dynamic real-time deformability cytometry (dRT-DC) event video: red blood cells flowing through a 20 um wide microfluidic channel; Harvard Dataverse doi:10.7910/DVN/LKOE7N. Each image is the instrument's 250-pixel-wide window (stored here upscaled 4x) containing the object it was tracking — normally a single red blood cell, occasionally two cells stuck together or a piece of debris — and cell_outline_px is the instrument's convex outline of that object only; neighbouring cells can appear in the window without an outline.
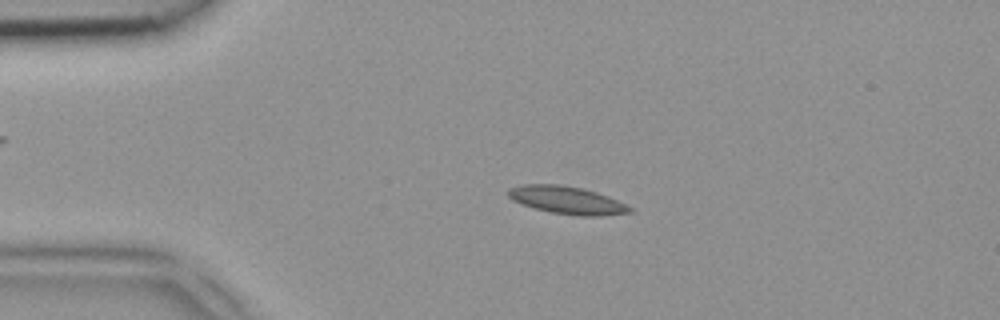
{"species": "common noctule bat (a hibernating species)", "species_latin": "Nyctalus noctula", "temperature_condition": "room temperature", "stored_images_in_passage": 47, "camera_frame_rate_fps": 3000, "um_per_image_px": 0.085, "animal": {"sex": "female", "body_mass_g": 18.4}, "frame": {"image": 1, "passage_image": 10, "time_ms": 3.0, "image_size_px": [1000, 320], "cell_outline_px": [[636, 212], [600, 216], [580, 216], [552, 212], [520, 204], [512, 200], [504, 192], [508, 188], [520, 184], [560, 184], [584, 188], [608, 196], [632, 208]], "centroid_in_image_um": [48.15, 17.0], "position_along_channel_um": 36.8, "area_um2": 19.83}}
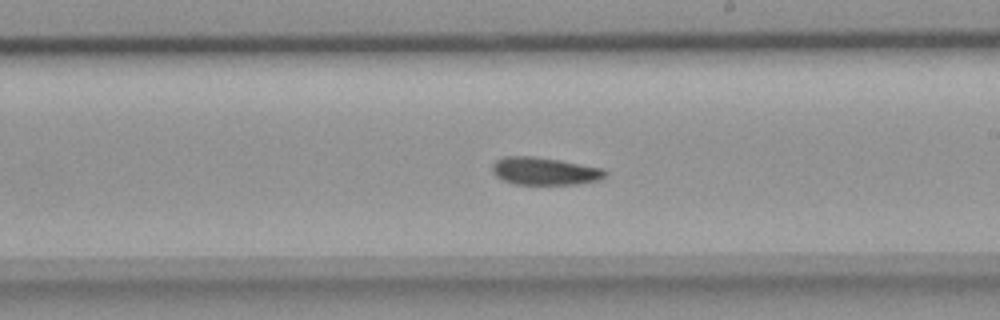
{"frame": {"image": 2, "passage_image": 27, "time_ms": 8.667, "image_size_px": [1000, 320], "cell_outline_px": [[608, 172], [604, 176], [596, 180], [580, 184], [516, 184], [504, 180], [496, 176], [492, 172], [492, 164], [496, 160], [504, 156], [532, 156], [560, 160], [604, 168]], "centroid_in_image_um": [46.28, 14.53], "position_along_channel_um": 242.7, "area_um2": 18.15}}
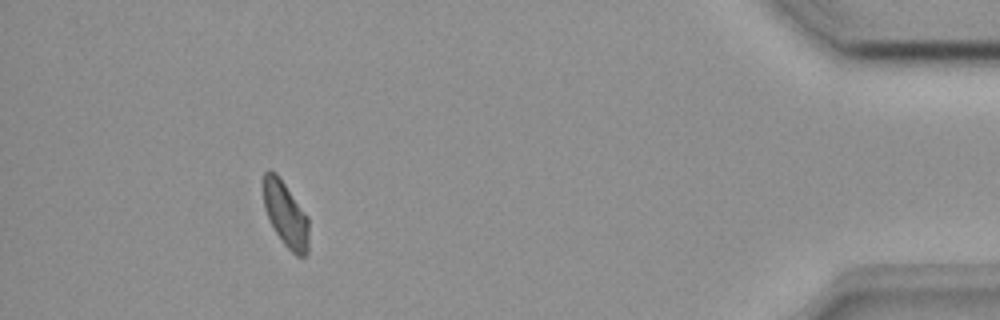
{"frame": {"image": 3, "passage_image": 43, "time_ms": 14.0, "image_size_px": [1000, 320], "cell_outline_px": [[308, 252], [304, 256], [296, 256], [280, 240], [264, 208], [264, 172], [268, 168], [276, 172], [308, 216]], "centroid_in_image_um": [24.29, 18.21], "position_along_channel_um": 410.9, "area_um2": 17.11}}